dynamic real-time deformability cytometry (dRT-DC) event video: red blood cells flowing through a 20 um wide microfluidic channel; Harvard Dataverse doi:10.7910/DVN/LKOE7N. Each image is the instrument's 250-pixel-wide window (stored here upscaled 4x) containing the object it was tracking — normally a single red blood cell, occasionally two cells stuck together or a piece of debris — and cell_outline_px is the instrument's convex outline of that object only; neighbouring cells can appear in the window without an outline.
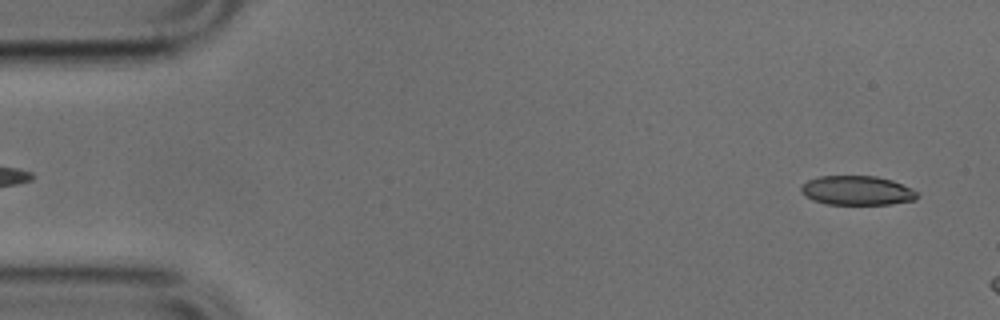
{"species": "common noctule bat (a hibernating species)", "species_latin": "Nyctalus noctula", "temperature_condition": "cold", "stored_images_in_passage": 8, "camera_frame_rate_fps": 3000, "um_per_image_px": 0.085, "animal": {"sex": "male", "body_mass_g": 17.9, "forearm_length_mm": 54.2}, "frame": {"image": 1, "passage_image": 2, "time_ms": 0.333, "image_size_px": [1000, 320], "cell_outline_px": [[920, 196], [916, 200], [892, 204], [828, 204], [812, 200], [800, 192], [800, 184], [808, 180], [820, 176], [876, 176], [892, 180], [912, 188], [920, 192]], "centroid_in_image_um": [72.88, 16.19], "position_along_channel_um": 12.1, "area_um2": 20.11}}